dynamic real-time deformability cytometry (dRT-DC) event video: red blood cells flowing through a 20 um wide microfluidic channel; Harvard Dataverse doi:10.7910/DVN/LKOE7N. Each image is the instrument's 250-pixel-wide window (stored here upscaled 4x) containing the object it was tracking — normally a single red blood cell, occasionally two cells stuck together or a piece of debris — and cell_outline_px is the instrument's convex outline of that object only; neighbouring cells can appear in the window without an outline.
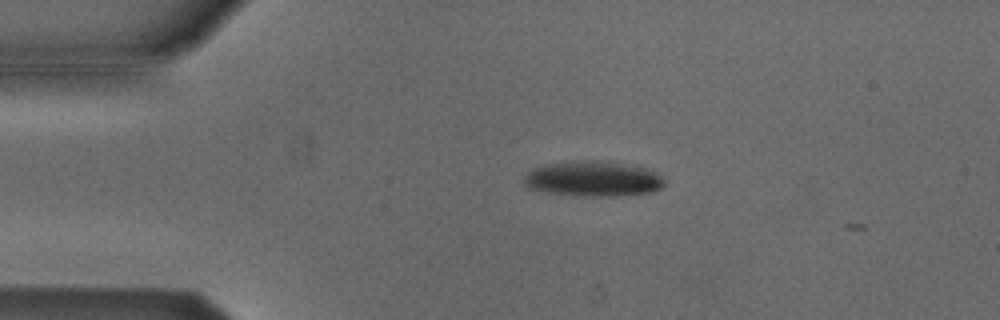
{"species": "Egyptian fruit bat (a non-hibernating species)", "species_latin": "Rousettus aegyptiacus", "temperature_condition": "cold", "stored_images_in_passage": 2, "camera_frame_rate_fps": 3000, "um_per_image_px": 0.085, "animal": {"sex": "male"}, "frame": {"image": 1, "passage_image": 1, "time_ms": 0.0, "image_size_px": [1000, 320], "cell_outline_px": [[664, 184], [660, 188], [652, 192], [616, 196], [592, 196], [548, 192], [528, 188], [524, 184], [524, 176], [528, 172], [536, 168], [552, 164], [596, 160], [624, 164], [644, 168], [656, 172], [664, 180]], "centroid_in_image_um": [50.45, 15.21], "position_along_channel_um": 34.6, "area_um2": 28.09}}